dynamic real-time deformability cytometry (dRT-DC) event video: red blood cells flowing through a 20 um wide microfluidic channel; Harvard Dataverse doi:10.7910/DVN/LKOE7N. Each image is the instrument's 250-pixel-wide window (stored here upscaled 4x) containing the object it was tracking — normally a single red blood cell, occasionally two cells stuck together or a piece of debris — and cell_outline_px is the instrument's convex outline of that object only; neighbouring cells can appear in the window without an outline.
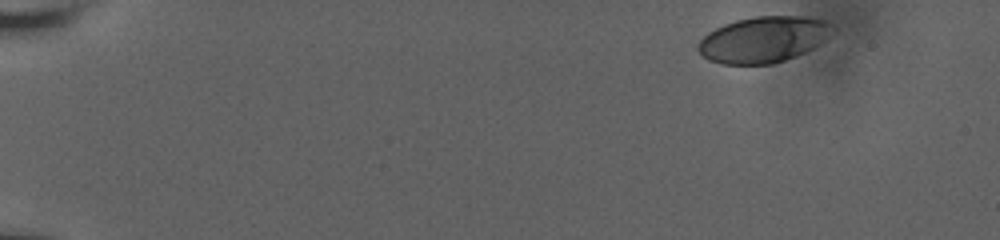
{"species": "human", "species_latin": "Homo sapiens", "temperature_condition": "room temperature", "stored_images_in_passage": 5, "camera_frame_rate_fps": 3000, "um_per_image_px": 0.085, "donor": {"sex": "male"}, "frame": {"image": 1, "passage_image": 1, "time_ms": 0.0, "image_size_px": [1000, 240], "cell_outline_px": [[836, 28], [820, 44], [804, 52], [784, 60], [772, 64], [720, 64], [708, 60], [696, 48], [696, 44], [708, 32], [724, 24], [736, 20], [756, 16], [808, 16], [824, 20]], "centroid_in_image_um": [64.88, 3.35], "position_along_channel_um": 20.1, "area_um2": 36.07}}
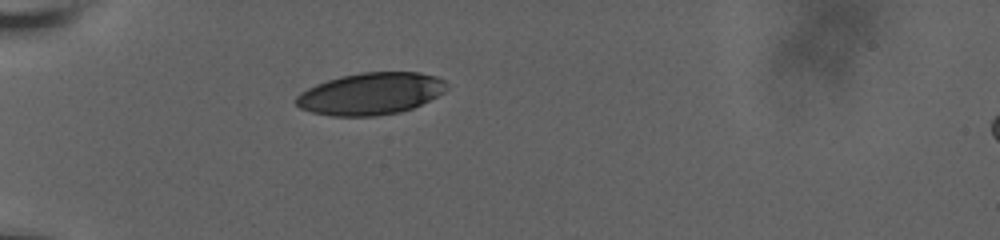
{"frame": {"image": 2, "passage_image": 5, "time_ms": 4.333, "image_size_px": [1000, 240], "cell_outline_px": [[448, 88], [444, 92], [412, 108], [400, 112], [376, 116], [332, 116], [312, 112], [300, 108], [296, 104], [296, 96], [300, 92], [316, 84], [340, 76], [360, 72], [420, 72], [436, 76], [444, 80], [448, 84]], "centroid_in_image_um": [31.51, 7.96], "position_along_channel_um": 53.5, "area_um2": 36.88}}